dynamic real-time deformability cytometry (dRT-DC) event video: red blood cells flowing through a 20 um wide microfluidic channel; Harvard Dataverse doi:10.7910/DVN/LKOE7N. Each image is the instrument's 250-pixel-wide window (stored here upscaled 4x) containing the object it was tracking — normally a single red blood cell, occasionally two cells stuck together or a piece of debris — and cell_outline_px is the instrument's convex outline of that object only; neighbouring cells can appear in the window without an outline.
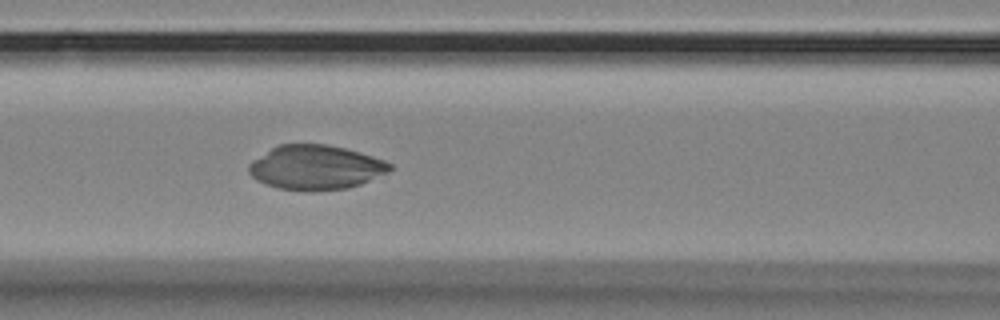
{"species": "Egyptian fruit bat (a non-hibernating species)", "species_latin": "Rousettus aegyptiacus", "temperature_condition": "room temperature", "stored_images_in_passage": 5, "camera_frame_rate_fps": 3000, "um_per_image_px": 0.085, "animal": {"sex": "female"}, "frame": {"image": 1, "passage_image": 5, "time_ms": 5.333, "image_size_px": [1000, 320], "cell_outline_px": [[392, 168], [388, 172], [360, 184], [348, 188], [312, 192], [308, 192], [280, 188], [256, 180], [248, 172], [248, 164], [252, 160], [272, 148], [280, 144], [324, 144], [344, 148], [372, 156], [384, 160], [392, 164]], "centroid_in_image_um": [26.82, 14.24], "position_along_channel_um": 139.8, "area_um2": 36.47}}